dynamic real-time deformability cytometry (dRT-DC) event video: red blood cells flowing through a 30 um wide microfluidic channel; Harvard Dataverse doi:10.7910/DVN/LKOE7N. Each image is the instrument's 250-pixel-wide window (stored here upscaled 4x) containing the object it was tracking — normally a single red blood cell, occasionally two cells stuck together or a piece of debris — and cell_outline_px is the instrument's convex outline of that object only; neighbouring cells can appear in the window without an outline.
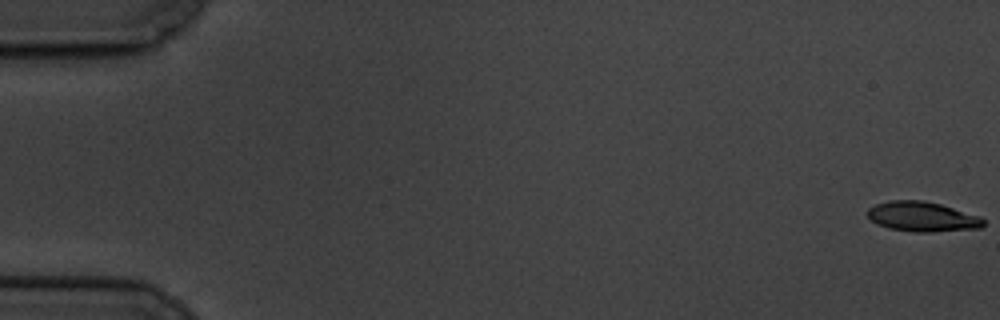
{"species": "common noctule bat (a hibernating species)", "species_latin": "Nyctalus noctula", "temperature_condition": "cold", "stored_images_in_passage": 6, "camera_frame_rate_fps": 3000, "um_per_image_px": 0.085, "animal": {"sex": "male", "body_mass_g": 19.5, "forearm_length_mm": 54.6}, "frame": {"image": 1, "passage_image": 1, "time_ms": 0.0, "image_size_px": [1000, 320], "cell_outline_px": [[984, 224], [980, 228], [932, 232], [912, 232], [888, 228], [876, 224], [868, 216], [868, 208], [876, 204], [888, 200], [924, 200], [940, 204], [980, 216], [984, 220]], "centroid_in_image_um": [78.38, 18.42], "position_along_channel_um": 6.6, "area_um2": 20.23}}
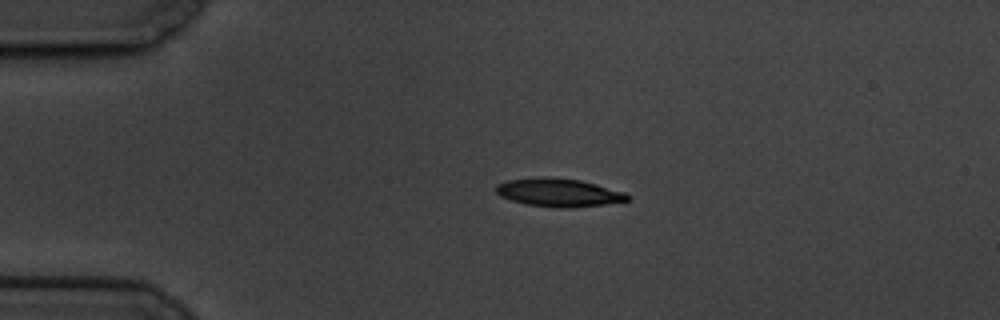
{"frame": {"image": 2, "passage_image": 5, "time_ms": 4.333, "image_size_px": [1000, 320], "cell_outline_px": [[632, 196], [628, 200], [604, 204], [572, 208], [556, 208], [528, 204], [512, 200], [500, 196], [496, 192], [496, 184], [508, 180], [580, 180], [596, 184], [624, 192]], "centroid_in_image_um": [47.55, 16.42], "position_along_channel_um": 37.4, "area_um2": 20.52}}